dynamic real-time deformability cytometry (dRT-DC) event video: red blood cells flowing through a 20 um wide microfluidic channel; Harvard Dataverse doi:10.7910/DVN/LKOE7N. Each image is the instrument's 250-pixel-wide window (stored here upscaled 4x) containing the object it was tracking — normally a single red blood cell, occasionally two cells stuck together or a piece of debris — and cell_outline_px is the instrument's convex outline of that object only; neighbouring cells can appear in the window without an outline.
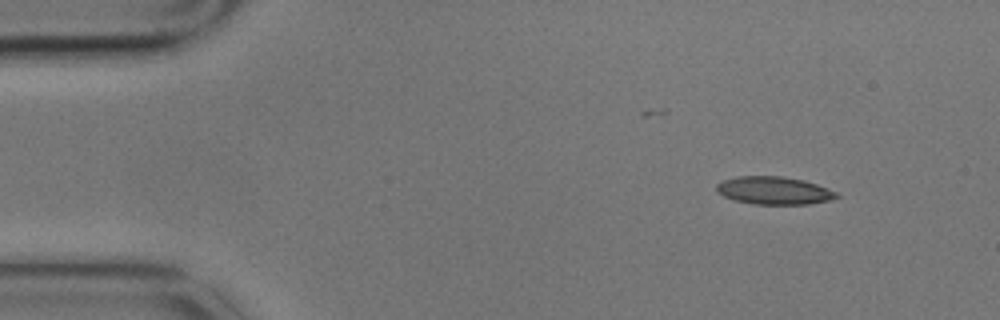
{"species": "common noctule bat (a hibernating species)", "species_latin": "Nyctalus noctula", "temperature_condition": "cold", "stored_images_in_passage": 8, "camera_frame_rate_fps": 3000, "um_per_image_px": 0.085, "animal": {"sex": "male", "body_mass_g": 17.9}, "frame": {"image": 1, "passage_image": 1, "time_ms": 0.0, "image_size_px": [1000, 320], "cell_outline_px": [[840, 196], [832, 200], [808, 204], [752, 204], [736, 200], [724, 196], [716, 192], [716, 184], [724, 180], [736, 176], [780, 176], [804, 180], [828, 188], [836, 192]], "centroid_in_image_um": [65.8, 16.19], "position_along_channel_um": 19.2, "area_um2": 19.48}}
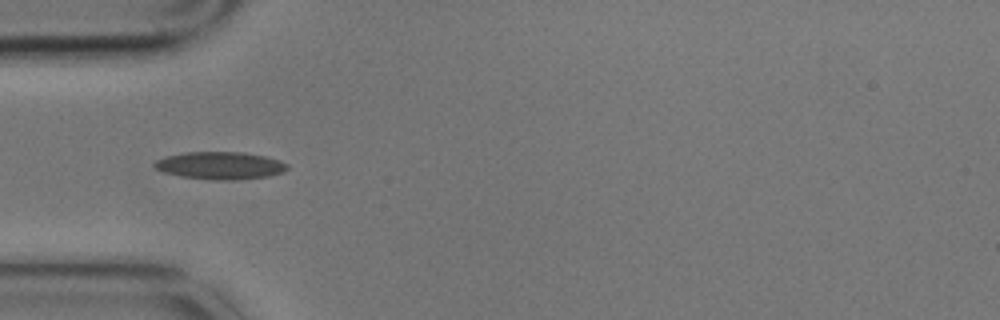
{"frame": {"image": 2, "passage_image": 4, "time_ms": 1.0, "image_size_px": [1000, 320], "cell_outline_px": [[288, 168], [284, 172], [268, 176], [232, 180], [212, 180], [180, 176], [164, 172], [156, 168], [152, 164], [156, 160], [168, 156], [188, 152], [244, 152], [268, 156], [280, 160], [288, 164]], "centroid_in_image_um": [18.76, 14.07], "position_along_channel_um": 66.2, "area_um2": 21.33}}
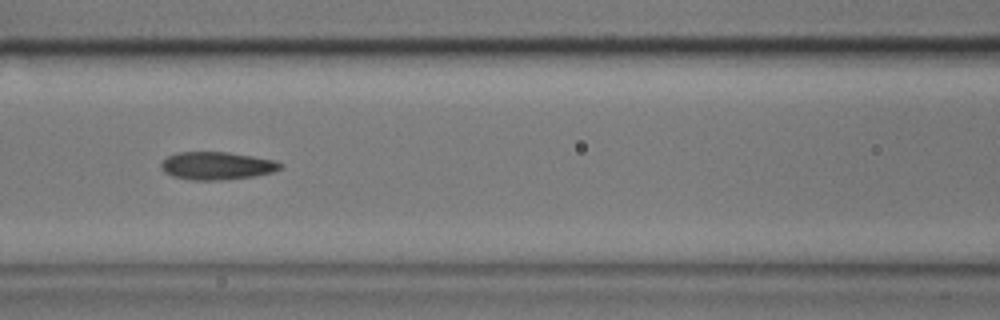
{"frame": {"image": 3, "passage_image": 6, "time_ms": 1.667, "image_size_px": [1000, 320], "cell_outline_px": [[284, 168], [272, 172], [252, 176], [224, 180], [192, 180], [172, 176], [164, 172], [160, 168], [160, 164], [168, 156], [176, 152], [228, 152], [252, 156], [272, 160], [280, 164]], "centroid_in_image_um": [18.38, 14.09], "position_along_channel_um": 148.2, "area_um2": 19.25}}